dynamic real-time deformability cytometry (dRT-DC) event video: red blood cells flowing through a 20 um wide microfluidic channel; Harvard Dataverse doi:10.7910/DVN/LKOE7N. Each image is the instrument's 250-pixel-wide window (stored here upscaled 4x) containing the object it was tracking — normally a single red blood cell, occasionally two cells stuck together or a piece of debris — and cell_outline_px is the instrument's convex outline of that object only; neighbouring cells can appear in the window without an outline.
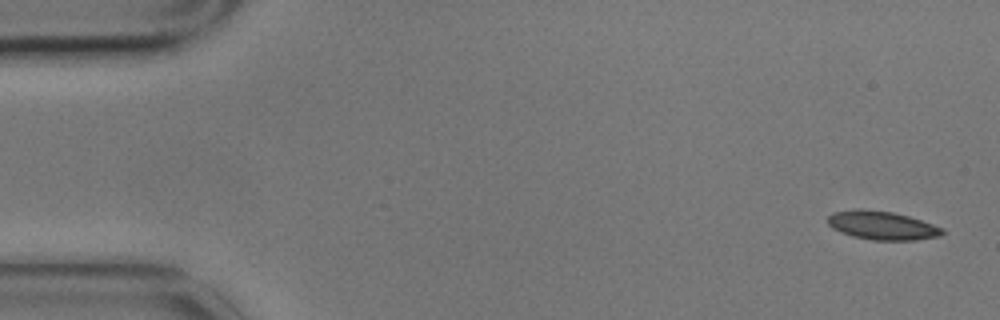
{"species": "common noctule bat (a hibernating species)", "species_latin": "Nyctalus noctula", "temperature_condition": "cold", "stored_images_in_passage": 5, "camera_frame_rate_fps": 3000, "um_per_image_px": 0.085, "animal": {"sex": "male", "body_mass_g": 17.9}, "frame": {"image": 1, "passage_image": 1, "time_ms": 0.0, "image_size_px": [1000, 320], "cell_outline_px": [[944, 232], [940, 236], [916, 240], [872, 240], [852, 236], [840, 232], [832, 228], [828, 224], [828, 216], [832, 212], [856, 208], [860, 208], [892, 212], [908, 216], [944, 228]], "centroid_in_image_um": [74.95, 19.16], "position_along_channel_um": 10.1, "area_um2": 19.19}}
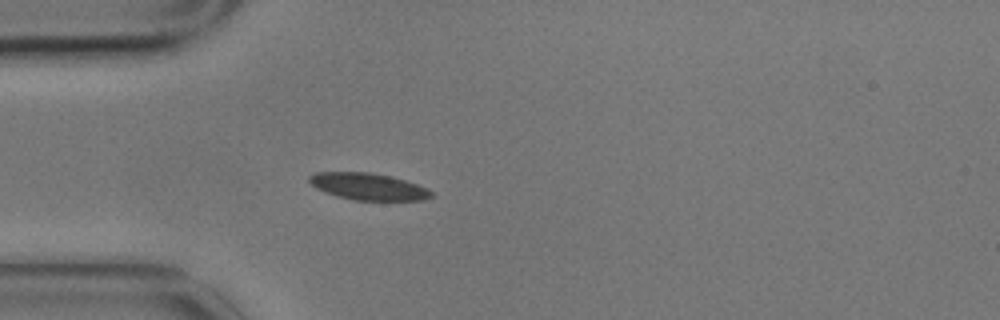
{"frame": {"image": 2, "passage_image": 5, "time_ms": 1.333, "image_size_px": [1000, 320], "cell_outline_px": [[432, 196], [424, 200], [352, 200], [336, 196], [316, 188], [308, 180], [308, 176], [316, 172], [372, 172], [404, 180], [428, 188], [432, 192]], "centroid_in_image_um": [31.28, 15.85], "position_along_channel_um": 53.7, "area_um2": 19.02}}